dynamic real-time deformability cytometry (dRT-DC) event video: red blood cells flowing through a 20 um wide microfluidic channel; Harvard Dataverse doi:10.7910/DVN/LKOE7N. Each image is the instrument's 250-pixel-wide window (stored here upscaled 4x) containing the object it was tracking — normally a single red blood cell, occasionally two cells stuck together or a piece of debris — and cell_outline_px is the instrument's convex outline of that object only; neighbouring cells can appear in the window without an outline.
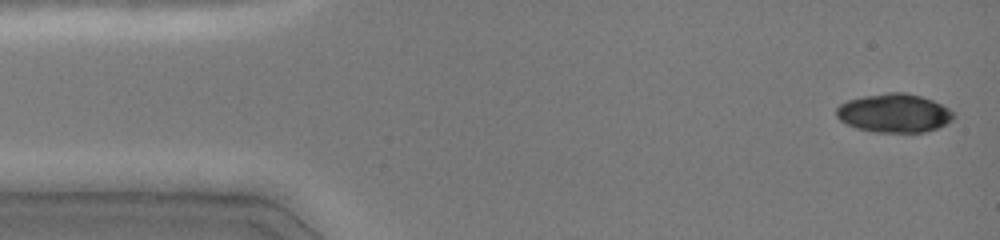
{"species": "common noctule bat (a hibernating species)", "species_latin": "Nyctalus noctula", "temperature_condition": "cold", "stored_images_in_passage": 12, "camera_frame_rate_fps": 3000, "um_per_image_px": 0.085, "animal": {"sex": "female", "body_mass_g": 19.0, "forearm_length_mm": 51.5}, "frame": {"image": 1, "passage_image": 1, "time_ms": 0.0, "image_size_px": [1000, 240], "cell_outline_px": [[956, 116], [952, 120], [936, 128], [924, 132], [872, 132], [856, 128], [840, 120], [836, 116], [836, 108], [840, 104], [848, 100], [864, 96], [888, 92], [904, 92], [920, 96], [932, 100], [948, 108]], "centroid_in_image_um": [75.98, 9.61], "position_along_channel_um": 9.0, "area_um2": 26.3}}
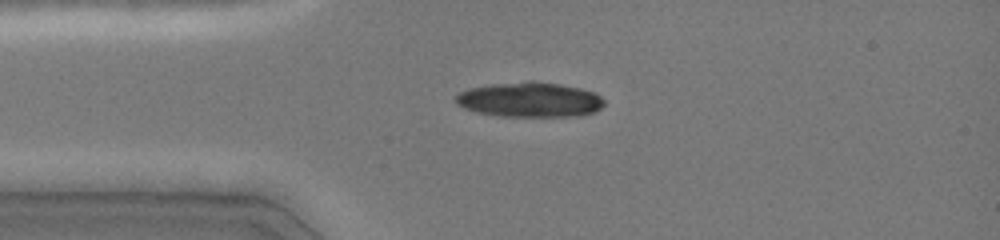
{"frame": {"image": 2, "passage_image": 7, "time_ms": 2.0, "image_size_px": [1000, 240], "cell_outline_px": [[604, 104], [596, 112], [580, 116], [500, 116], [476, 112], [464, 108], [456, 104], [456, 96], [460, 92], [468, 88], [488, 84], [528, 80], [532, 80], [560, 84], [580, 88], [592, 92], [600, 96], [604, 100]], "centroid_in_image_um": [45.02, 8.46], "position_along_channel_um": 40.0, "area_um2": 30.46}}